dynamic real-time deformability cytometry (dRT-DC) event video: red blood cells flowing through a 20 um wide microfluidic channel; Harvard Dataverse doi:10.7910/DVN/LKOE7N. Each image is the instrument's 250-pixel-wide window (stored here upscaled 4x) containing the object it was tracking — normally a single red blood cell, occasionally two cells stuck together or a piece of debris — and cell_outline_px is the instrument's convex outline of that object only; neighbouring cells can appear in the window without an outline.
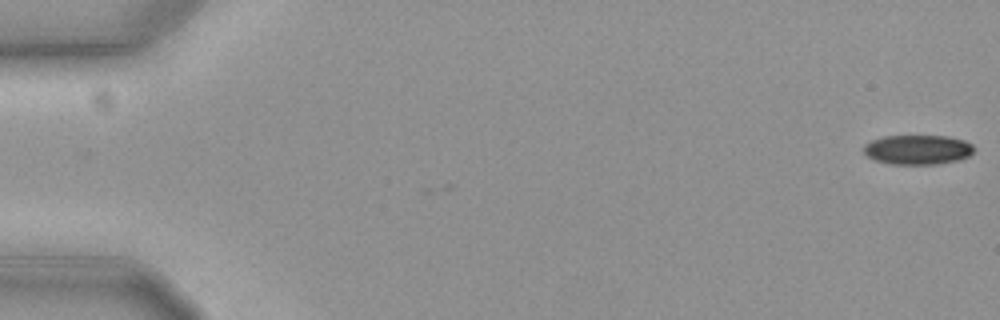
{"species": "common noctule bat (a hibernating species)", "species_latin": "Nyctalus noctula", "temperature_condition": "cold", "stored_images_in_passage": 58, "camera_frame_rate_fps": 3000, "um_per_image_px": 0.085, "animal": {"sex": "female", "body_mass_g": 19.3, "forearm_length_mm": 54.1}, "frame": {"image": 1, "passage_image": 1, "time_ms": 0.0, "image_size_px": [1000, 320], "cell_outline_px": [[972, 152], [968, 156], [960, 160], [936, 164], [888, 164], [872, 160], [864, 152], [864, 144], [872, 140], [884, 136], [948, 136], [964, 140], [972, 144]], "centroid_in_image_um": [77.98, 12.73], "position_along_channel_um": 7.0, "area_um2": 19.07}}
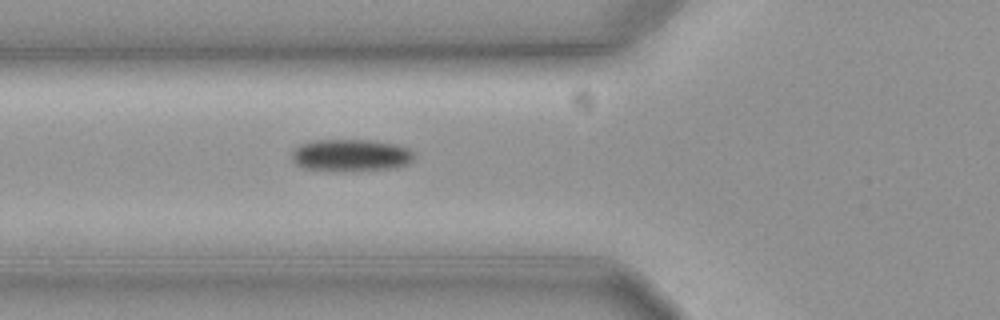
{"frame": {"image": 2, "passage_image": 22, "time_ms": 7.0, "image_size_px": [1000, 320], "cell_outline_px": [[416, 156], [408, 164], [392, 168], [304, 168], [296, 164], [292, 160], [292, 152], [300, 144], [316, 140], [372, 140], [396, 144], [408, 148]], "centroid_in_image_um": [29.85, 13.14], "position_along_channel_um": 95.9, "area_um2": 21.85}}
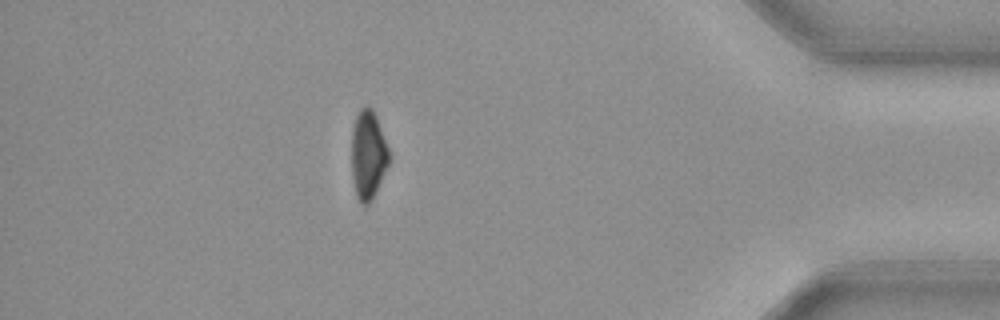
{"frame": {"image": 3, "passage_image": 51, "time_ms": 16.667, "image_size_px": [1000, 320], "cell_outline_px": [[388, 164], [372, 200], [368, 204], [360, 204], [356, 196], [352, 176], [352, 128], [356, 116], [360, 108], [368, 104], [372, 108], [376, 116], [388, 148]], "centroid_in_image_um": [31.26, 13.14], "position_along_channel_um": 403.9, "area_um2": 19.19}, "authors_computed_cell_mechanics": {"area_um2": 21.2126, "velocity_mm_per_s": 3.6476, "shape_relaxation_time_tau1_ms": 2.7743, "shape_relaxation_time_tau2_ms": null, "deformation_change_tau1": 0.0889, "deformation_change_tau2": null}}